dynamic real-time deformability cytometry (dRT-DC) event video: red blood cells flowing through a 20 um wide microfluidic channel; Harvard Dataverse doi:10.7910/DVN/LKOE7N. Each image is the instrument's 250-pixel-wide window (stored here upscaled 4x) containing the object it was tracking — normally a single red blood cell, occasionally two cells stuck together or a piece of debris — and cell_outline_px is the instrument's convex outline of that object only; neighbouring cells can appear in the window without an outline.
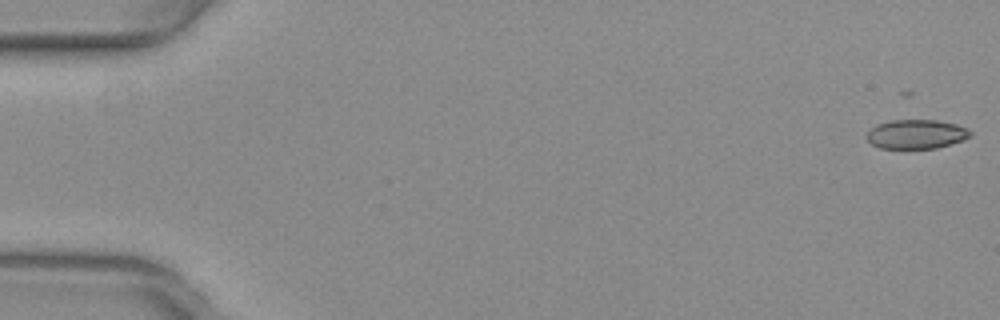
{"species": "common noctule bat (a hibernating species)", "species_latin": "Nyctalus noctula", "temperature_condition": "warm", "stored_images_in_passage": 53, "camera_frame_rate_fps": 3000, "um_per_image_px": 0.085, "animal": {"sex": "female", "body_mass_g": 29.2, "forearm_length_mm": 56.3}, "frame": {"image": 1, "passage_image": 1, "time_ms": 0.0, "image_size_px": [1000, 320], "cell_outline_px": [[972, 136], [936, 148], [880, 148], [872, 144], [868, 140], [868, 132], [876, 124], [892, 120], [936, 120], [956, 124], [968, 128], [972, 132]], "centroid_in_image_um": [77.9, 11.39], "position_along_channel_um": 7.1, "area_um2": 17.4}}
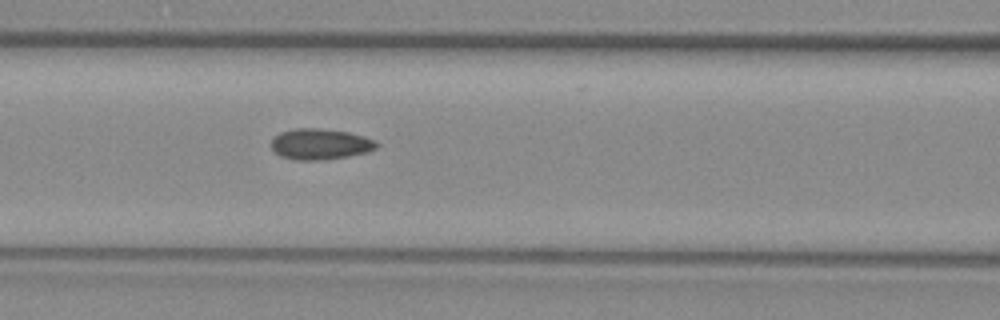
{"frame": {"image": 2, "passage_image": 23, "time_ms": 7.333, "image_size_px": [1000, 320], "cell_outline_px": [[380, 144], [376, 148], [368, 152], [348, 156], [316, 160], [296, 160], [280, 156], [272, 148], [272, 136], [280, 132], [296, 128], [320, 128], [348, 132], [364, 136], [376, 140]], "centroid_in_image_um": [27.23, 12.24], "position_along_channel_um": 139.4, "area_um2": 19.02}}
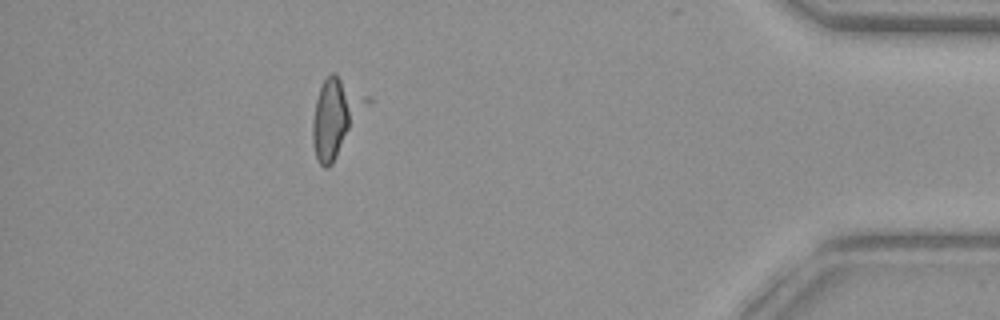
{"frame": {"image": 3, "passage_image": 47, "time_ms": 15.333, "image_size_px": [1000, 320], "cell_outline_px": [[356, 100], [348, 128], [336, 156], [332, 164], [328, 168], [324, 168], [316, 160], [312, 144], [312, 120], [316, 100], [320, 88], [324, 80], [332, 72], [336, 72]], "centroid_in_image_um": [28.14, 10.1], "position_along_channel_um": 407.1, "area_um2": 19.83}}